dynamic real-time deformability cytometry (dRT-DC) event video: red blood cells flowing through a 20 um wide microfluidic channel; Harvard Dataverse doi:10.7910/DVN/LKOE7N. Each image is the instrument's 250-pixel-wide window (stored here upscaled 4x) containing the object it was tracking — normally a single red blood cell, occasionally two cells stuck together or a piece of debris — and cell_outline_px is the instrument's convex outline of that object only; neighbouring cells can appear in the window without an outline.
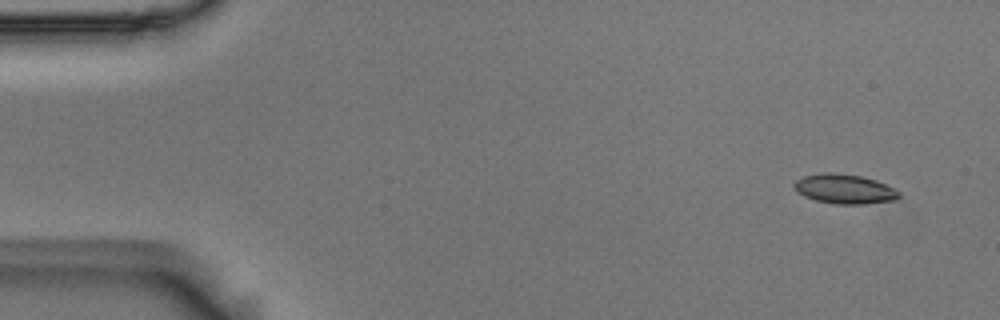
{"species": "Egyptian fruit bat (a non-hibernating species)", "species_latin": "Rousettus aegyptiacus", "temperature_condition": "room temperature", "stored_images_in_passage": 52, "camera_frame_rate_fps": 3000, "um_per_image_px": 0.085, "animal": {"sex": "male"}, "frame": {"image": 1, "passage_image": 1, "time_ms": 0.0, "image_size_px": [1000, 320], "cell_outline_px": [[900, 196], [896, 200], [864, 204], [836, 204], [816, 200], [804, 196], [796, 192], [792, 184], [796, 180], [804, 176], [824, 172], [832, 172], [860, 176], [876, 180], [896, 188], [900, 192]], "centroid_in_image_um": [71.79, 16.06], "position_along_channel_um": 13.2, "area_um2": 18.21}}
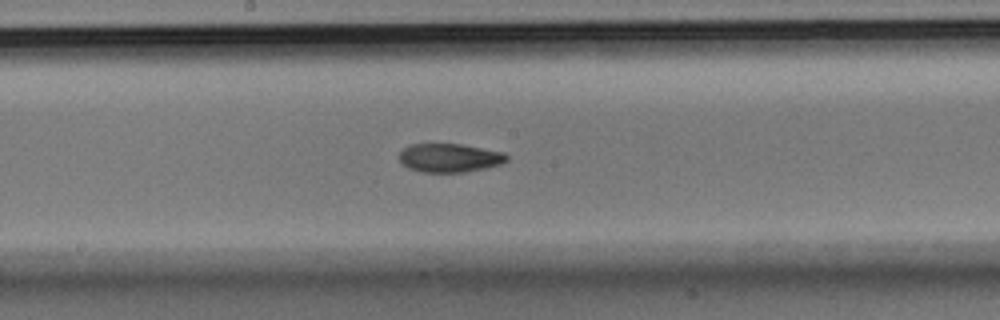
{"frame": {"image": 2, "passage_image": 26, "time_ms": 8.333, "image_size_px": [1000, 320], "cell_outline_px": [[508, 160], [500, 164], [488, 168], [464, 172], [424, 172], [408, 168], [400, 164], [400, 152], [408, 144], [460, 144], [504, 152], [508, 156]], "centroid_in_image_um": [38.21, 13.42], "position_along_channel_um": 210.0, "area_um2": 18.03}}
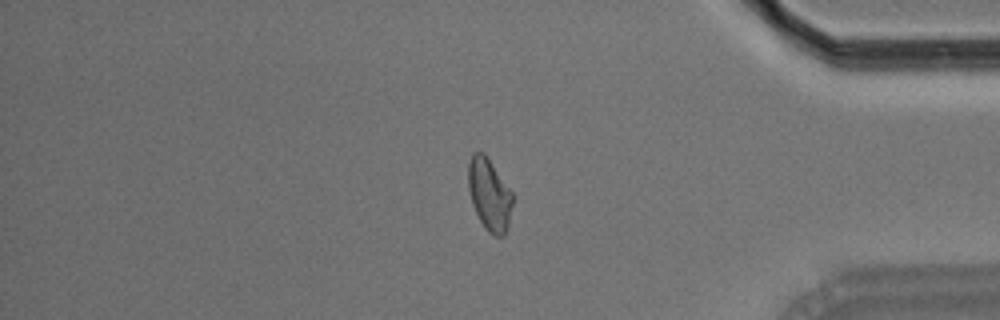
{"frame": {"image": 3, "passage_image": 43, "time_ms": 14.0, "image_size_px": [1000, 320], "cell_outline_px": [[512, 204], [508, 228], [504, 236], [492, 236], [484, 228], [472, 204], [468, 188], [468, 164], [472, 152], [484, 152], [488, 156], [512, 192]], "centroid_in_image_um": [41.59, 16.53], "position_along_channel_um": 393.6, "area_um2": 18.84}, "authors_computed_cell_mechanics": {"area_um2": 18.5249, "velocity_mm_per_s": 3.7033, "shape_relaxation_time_tau1_ms": 4.8952, "shape_relaxation_time_tau2_ms": 3.3317, "deformation_change_tau1": 0.1558, "deformation_change_tau2": 0.0937}}